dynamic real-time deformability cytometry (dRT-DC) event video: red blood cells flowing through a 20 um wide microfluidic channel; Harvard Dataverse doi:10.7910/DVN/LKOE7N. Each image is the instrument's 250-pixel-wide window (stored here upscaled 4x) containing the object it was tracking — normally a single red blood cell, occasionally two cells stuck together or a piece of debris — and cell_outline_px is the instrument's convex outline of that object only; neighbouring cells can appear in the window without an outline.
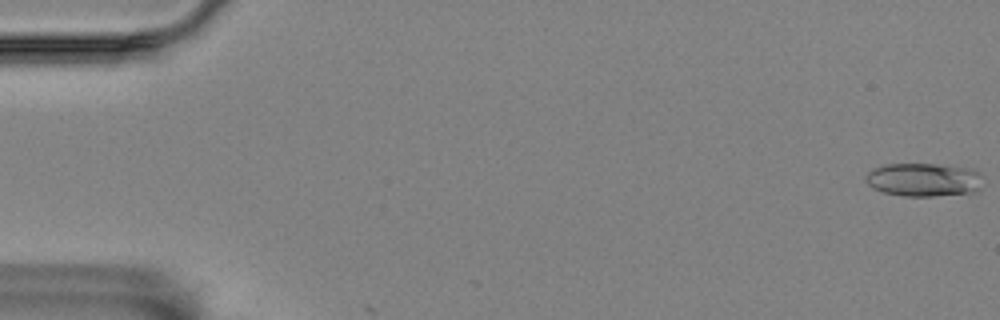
{"species": "Egyptian fruit bat (a non-hibernating species)", "species_latin": "Rousettus aegyptiacus", "temperature_condition": "room temperature", "stored_images_in_passage": 6, "camera_frame_rate_fps": 3000, "um_per_image_px": 0.085, "animal": {"sex": "female"}, "frame": {"image": 1, "passage_image": 1, "time_ms": 0.0, "image_size_px": [1000, 320], "cell_outline_px": [[980, 188], [976, 192], [932, 196], [904, 196], [884, 192], [872, 188], [864, 180], [864, 176], [868, 172], [884, 164], [936, 164], [976, 168]], "centroid_in_image_um": [78.47, 15.27], "position_along_channel_um": 6.5, "area_um2": 22.77}}
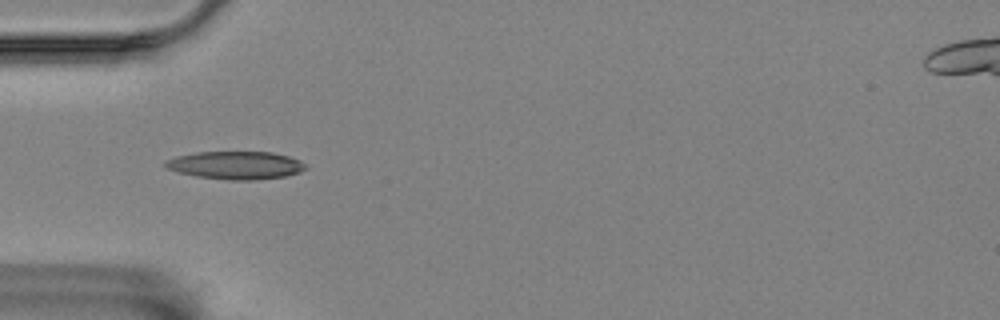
{"frame": {"image": 2, "passage_image": 5, "time_ms": 1.333, "image_size_px": [1000, 320], "cell_outline_px": [[308, 168], [300, 172], [284, 176], [252, 180], [232, 180], [196, 176], [180, 172], [168, 168], [164, 164], [164, 160], [176, 156], [196, 152], [272, 152], [288, 156], [300, 160]], "centroid_in_image_um": [20.05, 14.04], "position_along_channel_um": 65.0, "area_um2": 22.66}}
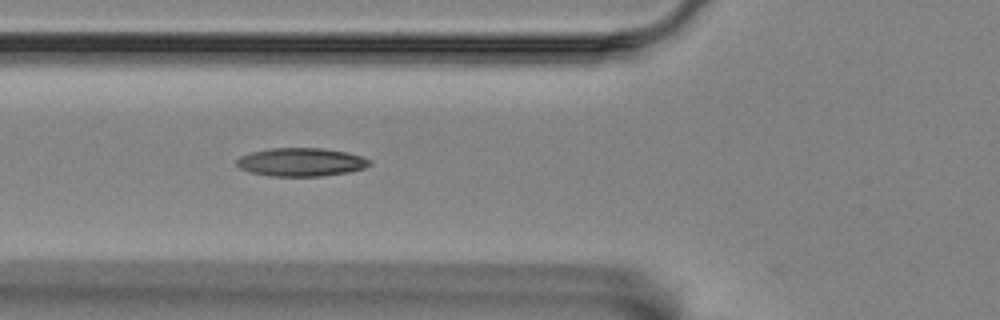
{"frame": {"image": 3, "passage_image": 6, "time_ms": 1.667, "image_size_px": [1000, 320], "cell_outline_px": [[372, 164], [364, 168], [348, 172], [320, 176], [272, 176], [252, 172], [240, 168], [236, 164], [236, 160], [240, 156], [252, 152], [272, 148], [324, 148], [348, 152], [372, 160]], "centroid_in_image_um": [25.63, 13.77], "position_along_channel_um": 100.2, "area_um2": 21.91}}